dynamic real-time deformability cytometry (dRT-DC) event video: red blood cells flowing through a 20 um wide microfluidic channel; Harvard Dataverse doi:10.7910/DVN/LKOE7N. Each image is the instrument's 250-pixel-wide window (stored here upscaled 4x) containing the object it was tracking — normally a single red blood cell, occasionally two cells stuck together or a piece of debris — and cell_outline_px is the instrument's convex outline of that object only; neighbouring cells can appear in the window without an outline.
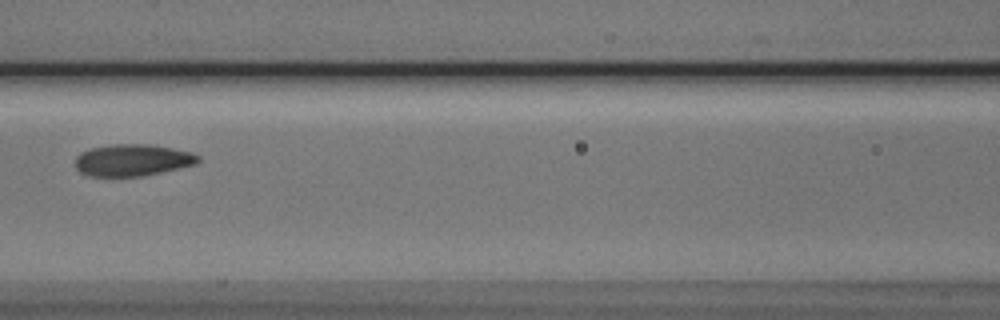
{"species": "Egyptian fruit bat (a non-hibernating species)", "species_latin": "Rousettus aegyptiacus", "temperature_condition": "cold", "stored_images_in_passage": 5, "camera_frame_rate_fps": 3000, "um_per_image_px": 0.085, "animal": {"sex": "male"}, "frame": {"image": 1, "passage_image": 5, "time_ms": 5.667, "image_size_px": [1000, 320], "cell_outline_px": [[200, 160], [196, 164], [160, 172], [140, 176], [88, 176], [80, 172], [76, 168], [76, 156], [80, 152], [92, 148], [112, 144], [152, 144], [192, 152], [200, 156]], "centroid_in_image_um": [11.26, 13.6], "position_along_channel_um": 155.3, "area_um2": 22.77}}